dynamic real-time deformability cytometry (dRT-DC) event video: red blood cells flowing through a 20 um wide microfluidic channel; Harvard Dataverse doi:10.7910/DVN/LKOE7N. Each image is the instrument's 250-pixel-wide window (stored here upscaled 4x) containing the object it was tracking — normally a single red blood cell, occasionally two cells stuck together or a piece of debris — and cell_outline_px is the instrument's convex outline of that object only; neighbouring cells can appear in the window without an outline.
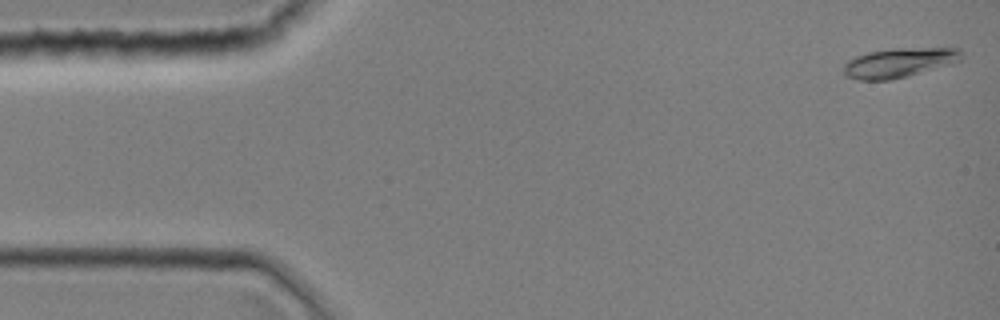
{"species": "common noctule bat (a hibernating species)", "species_latin": "Nyctalus noctula", "temperature_condition": "room temperature", "stored_images_in_passage": 5, "camera_frame_rate_fps": 3000, "um_per_image_px": 0.085, "animal": {"sex": "female", "body_mass_g": 19.0, "forearm_length_mm": 51.5}, "frame": {"image": 1, "passage_image": 1, "time_ms": 0.0, "image_size_px": [1000, 320], "cell_outline_px": [[960, 60], [952, 64], [908, 76], [888, 80], [860, 80], [844, 76], [844, 64], [848, 60], [856, 56], [868, 52], [892, 48], [960, 48]], "centroid_in_image_um": [76.4, 5.33], "position_along_channel_um": 8.6, "area_um2": 20.23}}